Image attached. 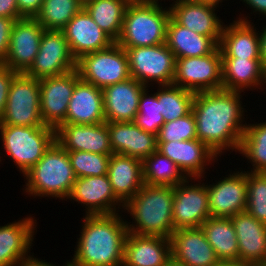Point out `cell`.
<instances>
[{"label": "cell", "mask_w": 266, "mask_h": 266, "mask_svg": "<svg viewBox=\"0 0 266 266\" xmlns=\"http://www.w3.org/2000/svg\"><path fill=\"white\" fill-rule=\"evenodd\" d=\"M174 187L144 184L139 192L129 199L122 212L130 214L126 225L128 232L141 236L171 238L173 225Z\"/></svg>", "instance_id": "3957f363"}, {"label": "cell", "mask_w": 266, "mask_h": 266, "mask_svg": "<svg viewBox=\"0 0 266 266\" xmlns=\"http://www.w3.org/2000/svg\"><path fill=\"white\" fill-rule=\"evenodd\" d=\"M55 140L66 151H87L112 155L107 122L100 124H61Z\"/></svg>", "instance_id": "ffe728a7"}, {"label": "cell", "mask_w": 266, "mask_h": 266, "mask_svg": "<svg viewBox=\"0 0 266 266\" xmlns=\"http://www.w3.org/2000/svg\"><path fill=\"white\" fill-rule=\"evenodd\" d=\"M17 72L12 71L0 64V124L5 112V106L8 99L9 87Z\"/></svg>", "instance_id": "b9f144b4"}, {"label": "cell", "mask_w": 266, "mask_h": 266, "mask_svg": "<svg viewBox=\"0 0 266 266\" xmlns=\"http://www.w3.org/2000/svg\"><path fill=\"white\" fill-rule=\"evenodd\" d=\"M44 0H17L19 16L21 18H35L41 11Z\"/></svg>", "instance_id": "ee69618b"}, {"label": "cell", "mask_w": 266, "mask_h": 266, "mask_svg": "<svg viewBox=\"0 0 266 266\" xmlns=\"http://www.w3.org/2000/svg\"><path fill=\"white\" fill-rule=\"evenodd\" d=\"M170 9L159 1H131L116 41L122 48L150 47L166 42Z\"/></svg>", "instance_id": "5b68a950"}, {"label": "cell", "mask_w": 266, "mask_h": 266, "mask_svg": "<svg viewBox=\"0 0 266 266\" xmlns=\"http://www.w3.org/2000/svg\"><path fill=\"white\" fill-rule=\"evenodd\" d=\"M229 170L230 173L221 176L212 184L206 182L211 217L231 218L244 212L247 205L246 171Z\"/></svg>", "instance_id": "5bb4252c"}, {"label": "cell", "mask_w": 266, "mask_h": 266, "mask_svg": "<svg viewBox=\"0 0 266 266\" xmlns=\"http://www.w3.org/2000/svg\"><path fill=\"white\" fill-rule=\"evenodd\" d=\"M107 176L115 196L125 204L144 185L142 160L113 153L109 159Z\"/></svg>", "instance_id": "f1b7e54d"}, {"label": "cell", "mask_w": 266, "mask_h": 266, "mask_svg": "<svg viewBox=\"0 0 266 266\" xmlns=\"http://www.w3.org/2000/svg\"><path fill=\"white\" fill-rule=\"evenodd\" d=\"M231 220L237 236L239 263L266 266V224L246 211L234 215Z\"/></svg>", "instance_id": "cb8c5ba5"}, {"label": "cell", "mask_w": 266, "mask_h": 266, "mask_svg": "<svg viewBox=\"0 0 266 266\" xmlns=\"http://www.w3.org/2000/svg\"><path fill=\"white\" fill-rule=\"evenodd\" d=\"M204 178L207 179V177L186 178L174 187L173 225L175 230L200 227L211 217Z\"/></svg>", "instance_id": "8fae6325"}, {"label": "cell", "mask_w": 266, "mask_h": 266, "mask_svg": "<svg viewBox=\"0 0 266 266\" xmlns=\"http://www.w3.org/2000/svg\"><path fill=\"white\" fill-rule=\"evenodd\" d=\"M166 266H185V265H182L176 261H174L173 259H171L167 264Z\"/></svg>", "instance_id": "f907efd6"}, {"label": "cell", "mask_w": 266, "mask_h": 266, "mask_svg": "<svg viewBox=\"0 0 266 266\" xmlns=\"http://www.w3.org/2000/svg\"><path fill=\"white\" fill-rule=\"evenodd\" d=\"M124 50L132 78L149 87L173 83L176 58L166 43Z\"/></svg>", "instance_id": "ba28073f"}, {"label": "cell", "mask_w": 266, "mask_h": 266, "mask_svg": "<svg viewBox=\"0 0 266 266\" xmlns=\"http://www.w3.org/2000/svg\"><path fill=\"white\" fill-rule=\"evenodd\" d=\"M221 264L239 263V250L231 218L209 217L201 226Z\"/></svg>", "instance_id": "1f68e13d"}, {"label": "cell", "mask_w": 266, "mask_h": 266, "mask_svg": "<svg viewBox=\"0 0 266 266\" xmlns=\"http://www.w3.org/2000/svg\"><path fill=\"white\" fill-rule=\"evenodd\" d=\"M156 89V96L165 122L176 120L192 111L194 92L173 84L158 85Z\"/></svg>", "instance_id": "d590c367"}, {"label": "cell", "mask_w": 266, "mask_h": 266, "mask_svg": "<svg viewBox=\"0 0 266 266\" xmlns=\"http://www.w3.org/2000/svg\"><path fill=\"white\" fill-rule=\"evenodd\" d=\"M185 1H188V2H203V3H205V0H185Z\"/></svg>", "instance_id": "f5cc1de1"}, {"label": "cell", "mask_w": 266, "mask_h": 266, "mask_svg": "<svg viewBox=\"0 0 266 266\" xmlns=\"http://www.w3.org/2000/svg\"><path fill=\"white\" fill-rule=\"evenodd\" d=\"M76 178L107 175L111 155L87 151H67Z\"/></svg>", "instance_id": "ab89813d"}, {"label": "cell", "mask_w": 266, "mask_h": 266, "mask_svg": "<svg viewBox=\"0 0 266 266\" xmlns=\"http://www.w3.org/2000/svg\"><path fill=\"white\" fill-rule=\"evenodd\" d=\"M242 97V92L224 89L195 93L192 113L197 139L219 157L239 151L247 125L244 116H248Z\"/></svg>", "instance_id": "6da1fadb"}, {"label": "cell", "mask_w": 266, "mask_h": 266, "mask_svg": "<svg viewBox=\"0 0 266 266\" xmlns=\"http://www.w3.org/2000/svg\"><path fill=\"white\" fill-rule=\"evenodd\" d=\"M246 16L240 13L236 20L224 24L218 45L221 58L260 59L259 30L251 16Z\"/></svg>", "instance_id": "603a6c76"}, {"label": "cell", "mask_w": 266, "mask_h": 266, "mask_svg": "<svg viewBox=\"0 0 266 266\" xmlns=\"http://www.w3.org/2000/svg\"><path fill=\"white\" fill-rule=\"evenodd\" d=\"M105 122L102 89L80 79L75 85L62 124L84 125Z\"/></svg>", "instance_id": "83f0119b"}, {"label": "cell", "mask_w": 266, "mask_h": 266, "mask_svg": "<svg viewBox=\"0 0 266 266\" xmlns=\"http://www.w3.org/2000/svg\"><path fill=\"white\" fill-rule=\"evenodd\" d=\"M247 205L246 212L266 224V172L246 171Z\"/></svg>", "instance_id": "f35d334b"}, {"label": "cell", "mask_w": 266, "mask_h": 266, "mask_svg": "<svg viewBox=\"0 0 266 266\" xmlns=\"http://www.w3.org/2000/svg\"><path fill=\"white\" fill-rule=\"evenodd\" d=\"M84 7V0H44L35 19L44 30L62 31Z\"/></svg>", "instance_id": "8d00e7d4"}, {"label": "cell", "mask_w": 266, "mask_h": 266, "mask_svg": "<svg viewBox=\"0 0 266 266\" xmlns=\"http://www.w3.org/2000/svg\"><path fill=\"white\" fill-rule=\"evenodd\" d=\"M238 153L252 165L247 171L266 172V121L246 125Z\"/></svg>", "instance_id": "836d02e7"}, {"label": "cell", "mask_w": 266, "mask_h": 266, "mask_svg": "<svg viewBox=\"0 0 266 266\" xmlns=\"http://www.w3.org/2000/svg\"><path fill=\"white\" fill-rule=\"evenodd\" d=\"M222 89L229 91H264L265 67L260 59L221 58ZM263 88V89H262Z\"/></svg>", "instance_id": "f546056e"}, {"label": "cell", "mask_w": 266, "mask_h": 266, "mask_svg": "<svg viewBox=\"0 0 266 266\" xmlns=\"http://www.w3.org/2000/svg\"><path fill=\"white\" fill-rule=\"evenodd\" d=\"M0 17L15 20L21 19L18 12L17 0H0Z\"/></svg>", "instance_id": "f6af8a7d"}, {"label": "cell", "mask_w": 266, "mask_h": 266, "mask_svg": "<svg viewBox=\"0 0 266 266\" xmlns=\"http://www.w3.org/2000/svg\"><path fill=\"white\" fill-rule=\"evenodd\" d=\"M76 70L81 80L100 89L131 78L128 57L117 42L81 56L76 60Z\"/></svg>", "instance_id": "52a82bcc"}, {"label": "cell", "mask_w": 266, "mask_h": 266, "mask_svg": "<svg viewBox=\"0 0 266 266\" xmlns=\"http://www.w3.org/2000/svg\"><path fill=\"white\" fill-rule=\"evenodd\" d=\"M32 215L0 226V266H22L32 256L38 224Z\"/></svg>", "instance_id": "ac0fdd59"}, {"label": "cell", "mask_w": 266, "mask_h": 266, "mask_svg": "<svg viewBox=\"0 0 266 266\" xmlns=\"http://www.w3.org/2000/svg\"><path fill=\"white\" fill-rule=\"evenodd\" d=\"M259 30V47H260V60L264 67H266V25Z\"/></svg>", "instance_id": "c3c4849f"}, {"label": "cell", "mask_w": 266, "mask_h": 266, "mask_svg": "<svg viewBox=\"0 0 266 266\" xmlns=\"http://www.w3.org/2000/svg\"><path fill=\"white\" fill-rule=\"evenodd\" d=\"M157 151L171 159L187 177H206L209 165L220 157L206 144L196 139L157 142ZM219 158V159H218ZM216 160V161H215ZM213 162V163H212Z\"/></svg>", "instance_id": "e0dca14e"}, {"label": "cell", "mask_w": 266, "mask_h": 266, "mask_svg": "<svg viewBox=\"0 0 266 266\" xmlns=\"http://www.w3.org/2000/svg\"><path fill=\"white\" fill-rule=\"evenodd\" d=\"M225 1L227 0H205V4H210V5H213L219 8L223 4L222 2H225Z\"/></svg>", "instance_id": "681fc988"}, {"label": "cell", "mask_w": 266, "mask_h": 266, "mask_svg": "<svg viewBox=\"0 0 266 266\" xmlns=\"http://www.w3.org/2000/svg\"><path fill=\"white\" fill-rule=\"evenodd\" d=\"M173 85L197 92L222 89L221 50L206 56L176 59Z\"/></svg>", "instance_id": "30bf717a"}, {"label": "cell", "mask_w": 266, "mask_h": 266, "mask_svg": "<svg viewBox=\"0 0 266 266\" xmlns=\"http://www.w3.org/2000/svg\"><path fill=\"white\" fill-rule=\"evenodd\" d=\"M266 86V67H265V74H264V83H263V87ZM266 89V88H265Z\"/></svg>", "instance_id": "db71d44e"}, {"label": "cell", "mask_w": 266, "mask_h": 266, "mask_svg": "<svg viewBox=\"0 0 266 266\" xmlns=\"http://www.w3.org/2000/svg\"><path fill=\"white\" fill-rule=\"evenodd\" d=\"M146 87L131 77L102 89L105 121L133 122Z\"/></svg>", "instance_id": "d4e9b609"}, {"label": "cell", "mask_w": 266, "mask_h": 266, "mask_svg": "<svg viewBox=\"0 0 266 266\" xmlns=\"http://www.w3.org/2000/svg\"><path fill=\"white\" fill-rule=\"evenodd\" d=\"M79 80L76 69L39 80L40 111L44 125L56 130L65 121L68 103Z\"/></svg>", "instance_id": "4fadbf2b"}, {"label": "cell", "mask_w": 266, "mask_h": 266, "mask_svg": "<svg viewBox=\"0 0 266 266\" xmlns=\"http://www.w3.org/2000/svg\"><path fill=\"white\" fill-rule=\"evenodd\" d=\"M166 45L176 59L199 57L211 54L218 44L207 36L200 35L178 24L172 17L167 25Z\"/></svg>", "instance_id": "4dcf8cb0"}, {"label": "cell", "mask_w": 266, "mask_h": 266, "mask_svg": "<svg viewBox=\"0 0 266 266\" xmlns=\"http://www.w3.org/2000/svg\"><path fill=\"white\" fill-rule=\"evenodd\" d=\"M196 120L192 111L176 120L165 122L157 135V142L196 139Z\"/></svg>", "instance_id": "60d3db41"}, {"label": "cell", "mask_w": 266, "mask_h": 266, "mask_svg": "<svg viewBox=\"0 0 266 266\" xmlns=\"http://www.w3.org/2000/svg\"><path fill=\"white\" fill-rule=\"evenodd\" d=\"M4 154L15 162L20 174L28 172L55 141V129L49 126L0 124Z\"/></svg>", "instance_id": "8992f818"}, {"label": "cell", "mask_w": 266, "mask_h": 266, "mask_svg": "<svg viewBox=\"0 0 266 266\" xmlns=\"http://www.w3.org/2000/svg\"><path fill=\"white\" fill-rule=\"evenodd\" d=\"M150 91L149 86L143 90L139 98L138 113L133 122L143 131L157 136L165 121L156 92L152 94V92L149 93Z\"/></svg>", "instance_id": "74e56055"}, {"label": "cell", "mask_w": 266, "mask_h": 266, "mask_svg": "<svg viewBox=\"0 0 266 266\" xmlns=\"http://www.w3.org/2000/svg\"><path fill=\"white\" fill-rule=\"evenodd\" d=\"M75 69L76 59L71 54L63 31L44 30L39 51L25 74L40 80Z\"/></svg>", "instance_id": "7c38bea8"}, {"label": "cell", "mask_w": 266, "mask_h": 266, "mask_svg": "<svg viewBox=\"0 0 266 266\" xmlns=\"http://www.w3.org/2000/svg\"><path fill=\"white\" fill-rule=\"evenodd\" d=\"M113 153L144 160L157 151V136L134 122H107Z\"/></svg>", "instance_id": "484cf974"}, {"label": "cell", "mask_w": 266, "mask_h": 266, "mask_svg": "<svg viewBox=\"0 0 266 266\" xmlns=\"http://www.w3.org/2000/svg\"><path fill=\"white\" fill-rule=\"evenodd\" d=\"M67 200L83 205L85 215L115 214L124 207L107 175L76 178Z\"/></svg>", "instance_id": "9a60e30c"}, {"label": "cell", "mask_w": 266, "mask_h": 266, "mask_svg": "<svg viewBox=\"0 0 266 266\" xmlns=\"http://www.w3.org/2000/svg\"><path fill=\"white\" fill-rule=\"evenodd\" d=\"M43 31L35 18L16 20L11 30L7 57L1 65L14 72L25 73L39 51Z\"/></svg>", "instance_id": "2e32d148"}, {"label": "cell", "mask_w": 266, "mask_h": 266, "mask_svg": "<svg viewBox=\"0 0 266 266\" xmlns=\"http://www.w3.org/2000/svg\"><path fill=\"white\" fill-rule=\"evenodd\" d=\"M15 19L0 17V64H2L9 50L11 30Z\"/></svg>", "instance_id": "7bdbcfd3"}, {"label": "cell", "mask_w": 266, "mask_h": 266, "mask_svg": "<svg viewBox=\"0 0 266 266\" xmlns=\"http://www.w3.org/2000/svg\"><path fill=\"white\" fill-rule=\"evenodd\" d=\"M23 177V192L30 197L62 201H67L76 181L68 152L56 140Z\"/></svg>", "instance_id": "277c9868"}, {"label": "cell", "mask_w": 266, "mask_h": 266, "mask_svg": "<svg viewBox=\"0 0 266 266\" xmlns=\"http://www.w3.org/2000/svg\"><path fill=\"white\" fill-rule=\"evenodd\" d=\"M22 266H60L59 264L56 265L53 264V262L51 263L50 261L47 262L46 260H42L40 258L34 257V254H32V256L30 258H28L23 264ZM61 266H73L71 260L69 259V261H66L63 265Z\"/></svg>", "instance_id": "7dc6e473"}, {"label": "cell", "mask_w": 266, "mask_h": 266, "mask_svg": "<svg viewBox=\"0 0 266 266\" xmlns=\"http://www.w3.org/2000/svg\"><path fill=\"white\" fill-rule=\"evenodd\" d=\"M172 1L169 6L170 15L178 24L200 35L211 37L219 45L225 23L217 16L216 6L203 2Z\"/></svg>", "instance_id": "d6986e66"}, {"label": "cell", "mask_w": 266, "mask_h": 266, "mask_svg": "<svg viewBox=\"0 0 266 266\" xmlns=\"http://www.w3.org/2000/svg\"><path fill=\"white\" fill-rule=\"evenodd\" d=\"M219 266H252V265H244L240 263H226V264H220Z\"/></svg>", "instance_id": "816d5d0a"}, {"label": "cell", "mask_w": 266, "mask_h": 266, "mask_svg": "<svg viewBox=\"0 0 266 266\" xmlns=\"http://www.w3.org/2000/svg\"><path fill=\"white\" fill-rule=\"evenodd\" d=\"M171 259L170 239L128 232L122 266H166Z\"/></svg>", "instance_id": "4316f807"}, {"label": "cell", "mask_w": 266, "mask_h": 266, "mask_svg": "<svg viewBox=\"0 0 266 266\" xmlns=\"http://www.w3.org/2000/svg\"><path fill=\"white\" fill-rule=\"evenodd\" d=\"M1 124L46 126L41 118L39 80L17 73L9 87Z\"/></svg>", "instance_id": "9c48e42d"}, {"label": "cell", "mask_w": 266, "mask_h": 266, "mask_svg": "<svg viewBox=\"0 0 266 266\" xmlns=\"http://www.w3.org/2000/svg\"><path fill=\"white\" fill-rule=\"evenodd\" d=\"M172 259L185 266H219L201 227L175 230L170 238Z\"/></svg>", "instance_id": "7402d4cb"}, {"label": "cell", "mask_w": 266, "mask_h": 266, "mask_svg": "<svg viewBox=\"0 0 266 266\" xmlns=\"http://www.w3.org/2000/svg\"><path fill=\"white\" fill-rule=\"evenodd\" d=\"M141 1H159V2H161V1H163V0H141ZM165 1L166 0H164V3H165ZM168 1V0H167Z\"/></svg>", "instance_id": "11a10c76"}, {"label": "cell", "mask_w": 266, "mask_h": 266, "mask_svg": "<svg viewBox=\"0 0 266 266\" xmlns=\"http://www.w3.org/2000/svg\"><path fill=\"white\" fill-rule=\"evenodd\" d=\"M130 2L131 0H84V8L95 23L116 42Z\"/></svg>", "instance_id": "d6a6232c"}, {"label": "cell", "mask_w": 266, "mask_h": 266, "mask_svg": "<svg viewBox=\"0 0 266 266\" xmlns=\"http://www.w3.org/2000/svg\"><path fill=\"white\" fill-rule=\"evenodd\" d=\"M72 56L78 60L84 54L110 47L115 41L105 33L83 7L62 30Z\"/></svg>", "instance_id": "44dd1931"}, {"label": "cell", "mask_w": 266, "mask_h": 266, "mask_svg": "<svg viewBox=\"0 0 266 266\" xmlns=\"http://www.w3.org/2000/svg\"><path fill=\"white\" fill-rule=\"evenodd\" d=\"M242 1L245 7L247 6V9H251V14L254 13V15H259L258 17L265 18L266 17V0H240ZM266 19V18H265Z\"/></svg>", "instance_id": "bcb514c9"}, {"label": "cell", "mask_w": 266, "mask_h": 266, "mask_svg": "<svg viewBox=\"0 0 266 266\" xmlns=\"http://www.w3.org/2000/svg\"><path fill=\"white\" fill-rule=\"evenodd\" d=\"M142 163L144 184L175 187L187 178L171 159L159 151L153 152Z\"/></svg>", "instance_id": "e575fe53"}, {"label": "cell", "mask_w": 266, "mask_h": 266, "mask_svg": "<svg viewBox=\"0 0 266 266\" xmlns=\"http://www.w3.org/2000/svg\"><path fill=\"white\" fill-rule=\"evenodd\" d=\"M124 216L121 212L84 215L71 257L73 266H122L128 235Z\"/></svg>", "instance_id": "7a4b0ae2"}]
</instances>
